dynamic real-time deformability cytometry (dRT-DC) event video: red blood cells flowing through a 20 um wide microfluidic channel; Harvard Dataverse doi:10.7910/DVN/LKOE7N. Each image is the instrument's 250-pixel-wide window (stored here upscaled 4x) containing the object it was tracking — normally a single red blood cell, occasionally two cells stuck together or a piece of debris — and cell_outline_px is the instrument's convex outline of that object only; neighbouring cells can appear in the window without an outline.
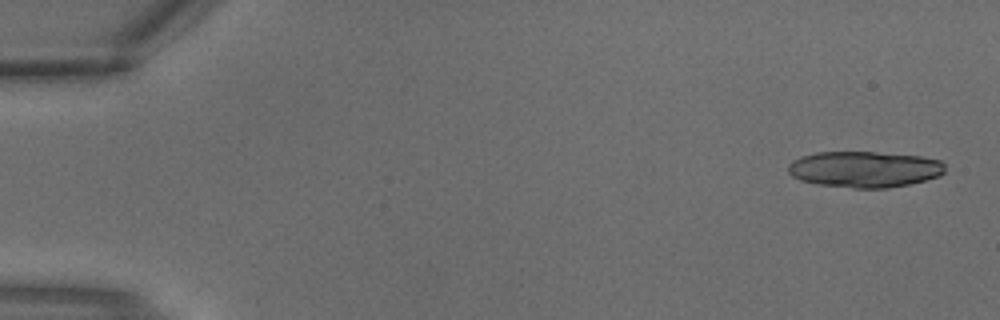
{"species": "common noctule bat (a hibernating species)", "species_latin": "Nyctalus noctula", "temperature_condition": "warm", "stored_images_in_passage": 3, "camera_frame_rate_fps": 3000, "um_per_image_px": 0.085, "animal": {"sex": "male", "body_mass_g": 18.8}, "frame": {"image": 1, "passage_image": 1, "time_ms": 0.0, "image_size_px": [1000, 320], "cell_outline_px": [[944, 172], [940, 176], [908, 184], [888, 188], [856, 188], [816, 184], [800, 180], [792, 176], [788, 172], [788, 164], [792, 160], [800, 156], [816, 152], [872, 152], [920, 156], [940, 160], [944, 164]], "centroid_in_image_um": [73.45, 14.38], "position_along_channel_um": 11.6, "area_um2": 33.06}}